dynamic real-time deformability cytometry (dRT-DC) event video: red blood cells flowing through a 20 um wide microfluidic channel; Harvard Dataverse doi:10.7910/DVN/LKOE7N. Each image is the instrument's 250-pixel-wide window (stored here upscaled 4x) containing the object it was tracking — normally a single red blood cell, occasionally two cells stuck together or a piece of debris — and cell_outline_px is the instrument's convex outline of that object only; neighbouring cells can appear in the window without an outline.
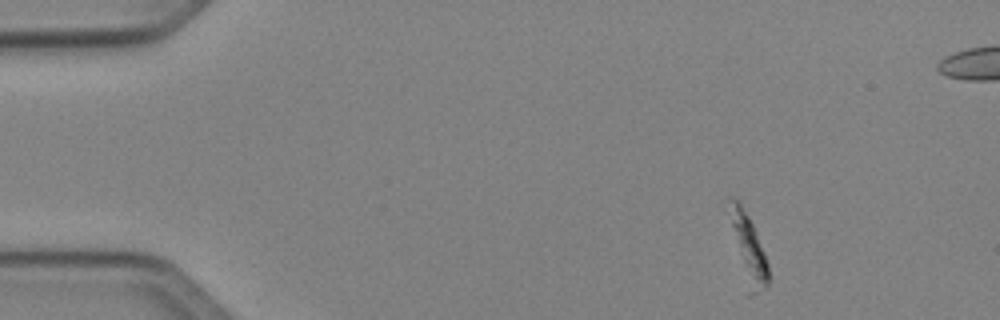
{"species": "Egyptian fruit bat (a non-hibernating species)", "species_latin": "Rousettus aegyptiacus", "temperature_condition": "cold", "stored_images_in_passage": 4, "camera_frame_rate_fps": 3000, "um_per_image_px": 0.085, "animal": {"sex": "female"}, "frame": {"image": 1, "passage_image": 1, "time_ms": 0.0, "image_size_px": [1000, 320], "cell_outline_px": [[768, 284], [764, 288], [748, 296], [732, 224], [728, 200], [728, 196], [736, 196], [740, 200], [756, 232], [764, 252], [768, 264]], "centroid_in_image_um": [63.63, 21.1], "position_along_channel_um": 21.4, "area_um2": 14.74}}